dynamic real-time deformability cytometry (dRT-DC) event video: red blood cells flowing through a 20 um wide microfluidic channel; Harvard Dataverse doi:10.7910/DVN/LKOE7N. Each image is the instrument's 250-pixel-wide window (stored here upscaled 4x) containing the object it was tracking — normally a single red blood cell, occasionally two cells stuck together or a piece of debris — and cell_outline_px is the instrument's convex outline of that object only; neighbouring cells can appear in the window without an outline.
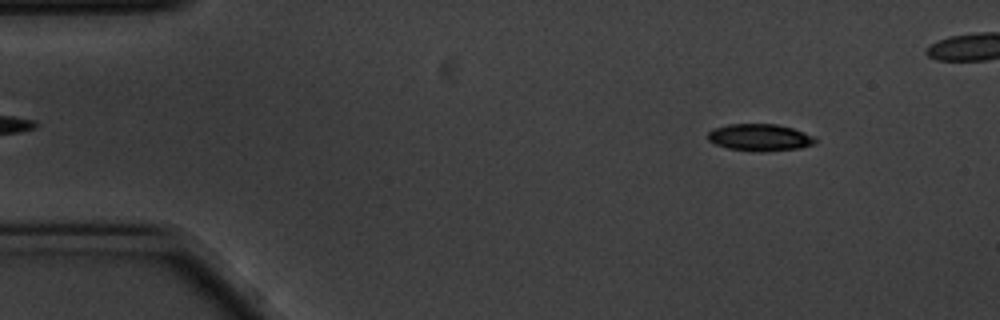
{"species": "common noctule bat (a hibernating species)", "species_latin": "Nyctalus noctula", "temperature_condition": "cold", "stored_images_in_passage": 51, "camera_frame_rate_fps": 3000, "um_per_image_px": 0.085, "animal": {"sex": "male", "body_mass_g": 20.1, "forearm_length_mm": 53.5}, "frame": {"image": 1, "passage_image": 6, "time_ms": 1.667, "image_size_px": [1000, 320], "cell_outline_px": [[816, 144], [800, 148], [728, 148], [716, 144], [708, 140], [708, 132], [716, 128], [728, 124], [776, 124], [792, 128], [816, 136]], "centroid_in_image_um": [64.62, 11.62], "position_along_channel_um": 20.4, "area_um2": 15.84}}
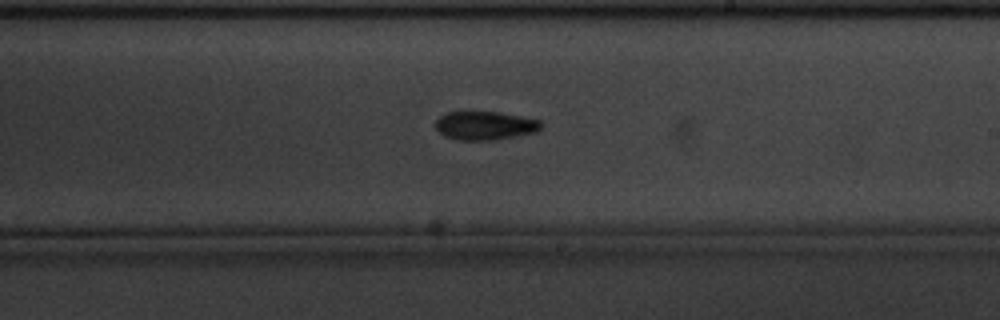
{"frame": {"image": 2, "passage_image": 32, "time_ms": 10.333, "image_size_px": [1000, 320], "cell_outline_px": [[544, 124], [536, 132], [492, 140], [456, 140], [444, 136], [436, 128], [436, 120], [440, 116], [448, 112], [496, 112], [520, 116], [540, 120]], "centroid_in_image_um": [41.22, 10.68], "position_along_channel_um": 247.8, "area_um2": 17.46}}
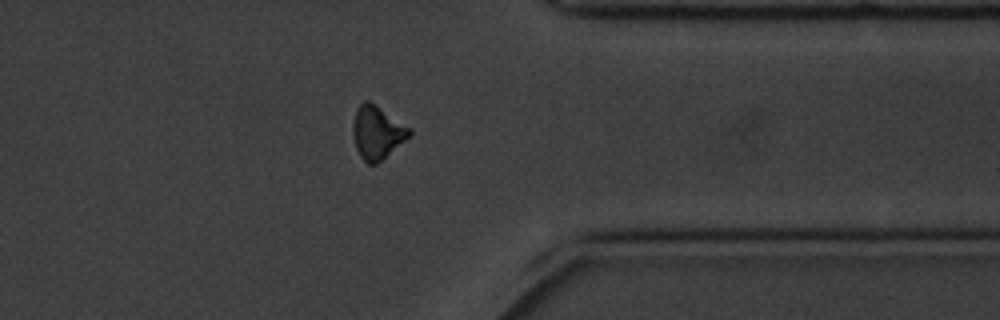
{"frame": {"image": 3, "passage_image": 44, "time_ms": 14.333, "image_size_px": [1000, 320], "cell_outline_px": [[412, 136], [376, 164], [368, 164], [360, 156], [356, 148], [352, 132], [352, 128], [356, 108], [364, 100], [368, 100], [412, 128]], "centroid_in_image_um": [32.08, 11.26], "position_along_channel_um": 379.3, "area_um2": 17.63}}